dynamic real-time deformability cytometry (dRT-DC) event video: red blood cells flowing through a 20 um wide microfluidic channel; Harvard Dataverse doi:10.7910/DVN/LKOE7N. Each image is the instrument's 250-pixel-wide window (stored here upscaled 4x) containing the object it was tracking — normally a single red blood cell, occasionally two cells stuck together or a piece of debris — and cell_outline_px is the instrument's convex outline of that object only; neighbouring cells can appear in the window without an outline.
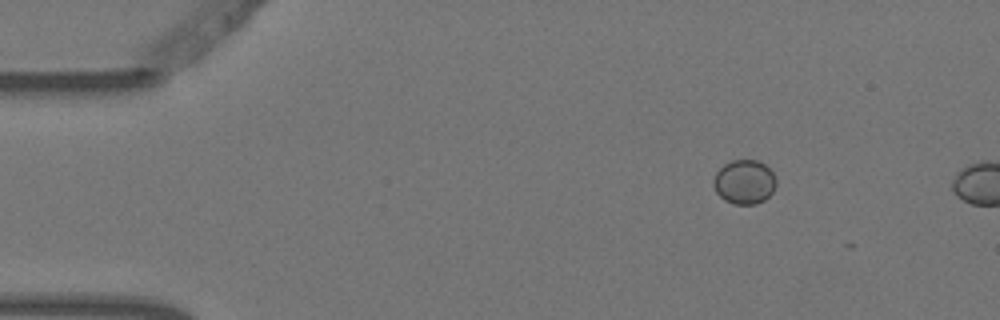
{"species": "Egyptian fruit bat (a non-hibernating species)", "species_latin": "Rousettus aegyptiacus", "temperature_condition": "warm", "stored_images_in_passage": 2, "camera_frame_rate_fps": 3000, "um_per_image_px": 0.085, "animal": {"sex": "female"}, "frame": {"image": 1, "passage_image": 1, "time_ms": 0.0, "image_size_px": [1000, 320], "cell_outline_px": [[776, 184], [772, 192], [764, 200], [756, 204], [736, 204], [724, 200], [716, 192], [712, 184], [712, 180], [716, 172], [724, 164], [732, 160], [760, 160], [776, 176]], "centroid_in_image_um": [63.26, 15.46], "position_along_channel_um": 21.7, "area_um2": 16.24}}